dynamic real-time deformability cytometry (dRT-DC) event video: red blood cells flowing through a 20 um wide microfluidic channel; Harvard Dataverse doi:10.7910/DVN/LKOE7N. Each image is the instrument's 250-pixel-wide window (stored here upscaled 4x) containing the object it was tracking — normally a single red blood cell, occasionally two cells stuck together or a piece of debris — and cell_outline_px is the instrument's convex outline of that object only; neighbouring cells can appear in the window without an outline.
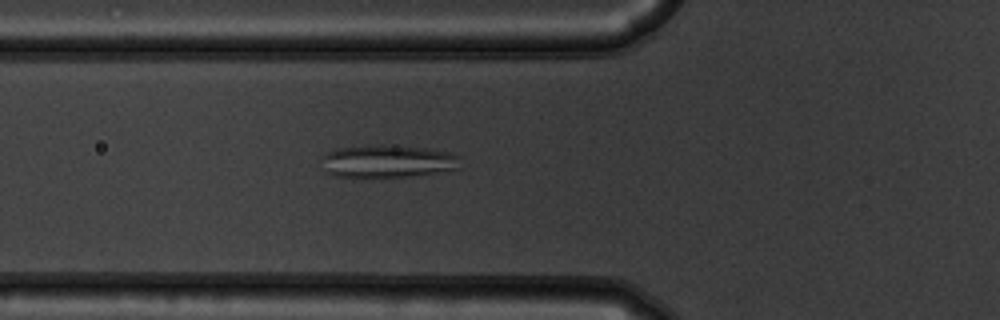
{"species": "common noctule bat (a hibernating species)", "species_latin": "Nyctalus noctula", "temperature_condition": "warm", "stored_images_in_passage": 38, "camera_frame_rate_fps": 3000, "um_per_image_px": 0.085, "animal": {"sex": "male", "body_mass_g": 19.5, "forearm_length_mm": 54.6}, "frame": {"image": 1, "passage_image": 4, "time_ms": 1.0, "image_size_px": [1000, 320], "cell_outline_px": [[460, 168], [412, 176], [332, 176], [328, 172], [320, 156], [336, 148], [428, 148], [460, 156]], "centroid_in_image_um": [32.98, 13.75], "position_along_channel_um": 92.8, "area_um2": 24.8}}
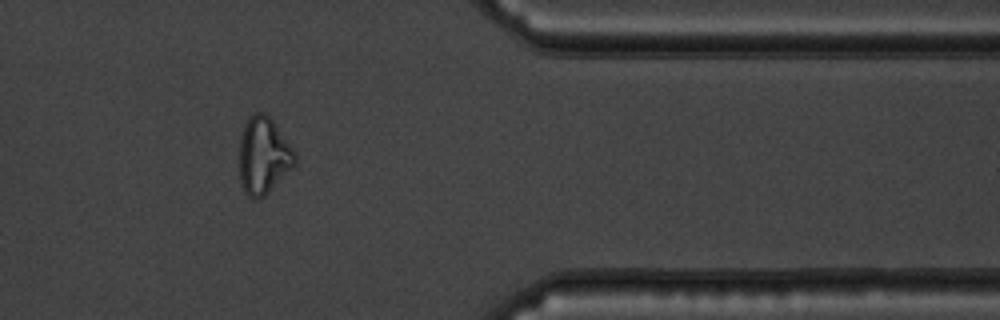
{"frame": {"image": 2, "passage_image": 29, "time_ms": 9.333, "image_size_px": [1000, 320], "cell_outline_px": [[296, 164], [260, 200], [252, 200], [244, 192], [240, 180], [240, 136], [244, 124], [248, 116], [256, 112], [264, 112], [276, 124], [296, 152]], "centroid_in_image_um": [22.39, 13.23], "position_along_channel_um": 389.0, "area_um2": 25.14}}
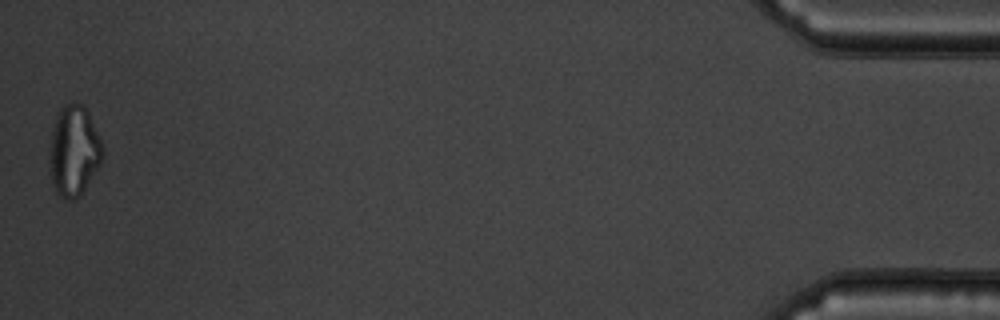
{"frame": {"image": 3, "passage_image": 38, "time_ms": 12.333, "image_size_px": [1000, 320], "cell_outline_px": [[104, 156], [100, 164], [80, 196], [72, 200], [68, 200], [60, 196], [56, 192], [52, 184], [48, 160], [52, 132], [56, 116], [60, 108], [64, 104], [84, 104], [88, 112], [104, 148]], "centroid_in_image_um": [6.27, 12.84], "position_along_channel_um": 428.9, "area_um2": 28.03}, "authors_computed_cell_mechanics": {"area_um2": 24.5939, "velocity_mm_per_s": 3.7472, "shape_relaxation_time_tau1_ms": null, "shape_relaxation_time_tau2_ms": 1.2714, "deformation_change_tau1": null, "deformation_change_tau2": 0.0967}}